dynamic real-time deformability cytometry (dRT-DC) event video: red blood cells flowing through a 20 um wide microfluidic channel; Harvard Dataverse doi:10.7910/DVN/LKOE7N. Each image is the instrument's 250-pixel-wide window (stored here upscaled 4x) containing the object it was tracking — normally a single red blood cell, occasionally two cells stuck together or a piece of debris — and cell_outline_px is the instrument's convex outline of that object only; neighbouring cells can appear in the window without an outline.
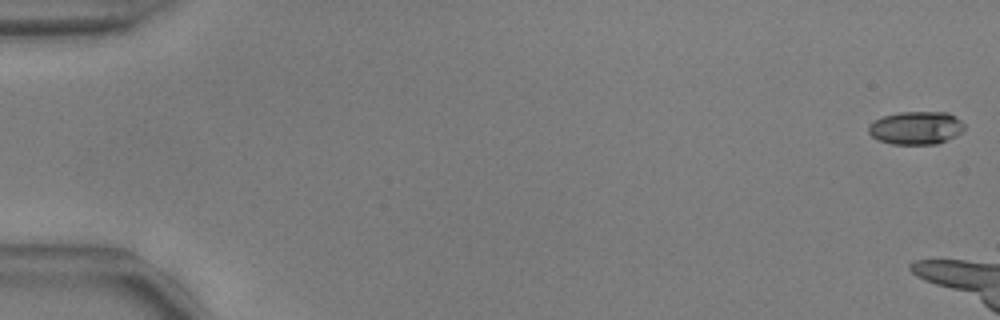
{"species": "common noctule bat (a hibernating species)", "species_latin": "Nyctalus noctula", "temperature_condition": "warm", "stored_images_in_passage": 10, "camera_frame_rate_fps": 3000, "um_per_image_px": 0.085, "animal": {"sex": "male", "body_mass_g": 17.9, "forearm_length_mm": 54.2}, "frame": {"image": 1, "passage_image": 1, "time_ms": 0.0, "image_size_px": [1000, 320], "cell_outline_px": [[964, 128], [956, 136], [936, 144], [892, 144], [876, 140], [868, 132], [868, 124], [872, 120], [884, 116], [900, 112], [948, 112], [956, 116], [964, 124]], "centroid_in_image_um": [77.83, 10.87], "position_along_channel_um": 7.2, "area_um2": 18.61}}